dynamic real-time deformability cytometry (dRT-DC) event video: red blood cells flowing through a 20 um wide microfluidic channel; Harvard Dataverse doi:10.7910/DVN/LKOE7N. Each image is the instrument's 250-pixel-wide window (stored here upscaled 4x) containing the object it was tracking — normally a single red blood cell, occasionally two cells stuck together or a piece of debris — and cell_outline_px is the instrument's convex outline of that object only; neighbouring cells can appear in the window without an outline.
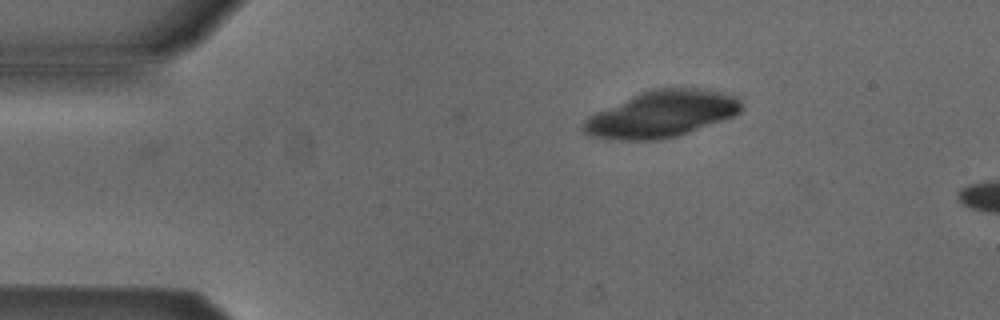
{"species": "Egyptian fruit bat (a non-hibernating species)", "species_latin": "Rousettus aegyptiacus", "temperature_condition": "cold", "stored_images_in_passage": 2, "camera_frame_rate_fps": 3000, "um_per_image_px": 0.085, "animal": {"sex": "male"}, "frame": {"image": 1, "passage_image": 2, "time_ms": 0.333, "image_size_px": [1000, 320], "cell_outline_px": [[744, 108], [736, 116], [676, 136], [660, 140], [616, 140], [592, 136], [584, 132], [580, 128], [584, 120], [588, 116], [596, 112], [640, 92], [652, 88], [700, 88], [740, 96], [744, 104]], "centroid_in_image_um": [56.28, 9.69], "position_along_channel_um": 28.7, "area_um2": 43.18}}